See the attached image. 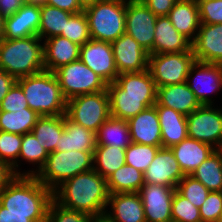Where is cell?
<instances>
[{
    "label": "cell",
    "mask_w": 222,
    "mask_h": 222,
    "mask_svg": "<svg viewBox=\"0 0 222 222\" xmlns=\"http://www.w3.org/2000/svg\"><path fill=\"white\" fill-rule=\"evenodd\" d=\"M108 199L106 178L94 169L65 180L53 190L57 204L92 217L104 215Z\"/></svg>",
    "instance_id": "1"
},
{
    "label": "cell",
    "mask_w": 222,
    "mask_h": 222,
    "mask_svg": "<svg viewBox=\"0 0 222 222\" xmlns=\"http://www.w3.org/2000/svg\"><path fill=\"white\" fill-rule=\"evenodd\" d=\"M53 191L34 176H15L0 193V204L17 215H47Z\"/></svg>",
    "instance_id": "2"
},
{
    "label": "cell",
    "mask_w": 222,
    "mask_h": 222,
    "mask_svg": "<svg viewBox=\"0 0 222 222\" xmlns=\"http://www.w3.org/2000/svg\"><path fill=\"white\" fill-rule=\"evenodd\" d=\"M39 36L0 39V70L16 79L45 70L44 44Z\"/></svg>",
    "instance_id": "3"
},
{
    "label": "cell",
    "mask_w": 222,
    "mask_h": 222,
    "mask_svg": "<svg viewBox=\"0 0 222 222\" xmlns=\"http://www.w3.org/2000/svg\"><path fill=\"white\" fill-rule=\"evenodd\" d=\"M23 90L28 107L40 116L66 114L67 99L54 72L42 71L24 76L16 82Z\"/></svg>",
    "instance_id": "4"
},
{
    "label": "cell",
    "mask_w": 222,
    "mask_h": 222,
    "mask_svg": "<svg viewBox=\"0 0 222 222\" xmlns=\"http://www.w3.org/2000/svg\"><path fill=\"white\" fill-rule=\"evenodd\" d=\"M93 154L87 151H54L34 177L50 190L80 173L93 170Z\"/></svg>",
    "instance_id": "5"
},
{
    "label": "cell",
    "mask_w": 222,
    "mask_h": 222,
    "mask_svg": "<svg viewBox=\"0 0 222 222\" xmlns=\"http://www.w3.org/2000/svg\"><path fill=\"white\" fill-rule=\"evenodd\" d=\"M83 11L92 39L112 43L125 33L126 1L101 0Z\"/></svg>",
    "instance_id": "6"
},
{
    "label": "cell",
    "mask_w": 222,
    "mask_h": 222,
    "mask_svg": "<svg viewBox=\"0 0 222 222\" xmlns=\"http://www.w3.org/2000/svg\"><path fill=\"white\" fill-rule=\"evenodd\" d=\"M66 116L74 123L96 133L111 117L108 91L84 94L68 100Z\"/></svg>",
    "instance_id": "7"
},
{
    "label": "cell",
    "mask_w": 222,
    "mask_h": 222,
    "mask_svg": "<svg viewBox=\"0 0 222 222\" xmlns=\"http://www.w3.org/2000/svg\"><path fill=\"white\" fill-rule=\"evenodd\" d=\"M54 73L67 101L80 95L107 90L108 84L80 59L60 67Z\"/></svg>",
    "instance_id": "8"
},
{
    "label": "cell",
    "mask_w": 222,
    "mask_h": 222,
    "mask_svg": "<svg viewBox=\"0 0 222 222\" xmlns=\"http://www.w3.org/2000/svg\"><path fill=\"white\" fill-rule=\"evenodd\" d=\"M195 61L193 51L153 54L149 55L148 69L158 88L186 82Z\"/></svg>",
    "instance_id": "9"
},
{
    "label": "cell",
    "mask_w": 222,
    "mask_h": 222,
    "mask_svg": "<svg viewBox=\"0 0 222 222\" xmlns=\"http://www.w3.org/2000/svg\"><path fill=\"white\" fill-rule=\"evenodd\" d=\"M186 119L189 138L222 149V108L204 104L188 114Z\"/></svg>",
    "instance_id": "10"
},
{
    "label": "cell",
    "mask_w": 222,
    "mask_h": 222,
    "mask_svg": "<svg viewBox=\"0 0 222 222\" xmlns=\"http://www.w3.org/2000/svg\"><path fill=\"white\" fill-rule=\"evenodd\" d=\"M156 16L139 0L126 2L125 32L134 38L149 55H153Z\"/></svg>",
    "instance_id": "11"
},
{
    "label": "cell",
    "mask_w": 222,
    "mask_h": 222,
    "mask_svg": "<svg viewBox=\"0 0 222 222\" xmlns=\"http://www.w3.org/2000/svg\"><path fill=\"white\" fill-rule=\"evenodd\" d=\"M80 60L107 84L115 82L119 75L110 42L91 38L80 46Z\"/></svg>",
    "instance_id": "12"
},
{
    "label": "cell",
    "mask_w": 222,
    "mask_h": 222,
    "mask_svg": "<svg viewBox=\"0 0 222 222\" xmlns=\"http://www.w3.org/2000/svg\"><path fill=\"white\" fill-rule=\"evenodd\" d=\"M176 188L144 183L139 194L143 203L146 222H172V200Z\"/></svg>",
    "instance_id": "13"
},
{
    "label": "cell",
    "mask_w": 222,
    "mask_h": 222,
    "mask_svg": "<svg viewBox=\"0 0 222 222\" xmlns=\"http://www.w3.org/2000/svg\"><path fill=\"white\" fill-rule=\"evenodd\" d=\"M186 82L202 105L213 104L208 94L222 89V65L195 61Z\"/></svg>",
    "instance_id": "14"
},
{
    "label": "cell",
    "mask_w": 222,
    "mask_h": 222,
    "mask_svg": "<svg viewBox=\"0 0 222 222\" xmlns=\"http://www.w3.org/2000/svg\"><path fill=\"white\" fill-rule=\"evenodd\" d=\"M111 46L119 74L148 69L149 53L128 33L122 34Z\"/></svg>",
    "instance_id": "15"
},
{
    "label": "cell",
    "mask_w": 222,
    "mask_h": 222,
    "mask_svg": "<svg viewBox=\"0 0 222 222\" xmlns=\"http://www.w3.org/2000/svg\"><path fill=\"white\" fill-rule=\"evenodd\" d=\"M144 183L177 188L185 176L171 148H159L149 167L143 173Z\"/></svg>",
    "instance_id": "16"
},
{
    "label": "cell",
    "mask_w": 222,
    "mask_h": 222,
    "mask_svg": "<svg viewBox=\"0 0 222 222\" xmlns=\"http://www.w3.org/2000/svg\"><path fill=\"white\" fill-rule=\"evenodd\" d=\"M195 60L222 65V24H200L192 42Z\"/></svg>",
    "instance_id": "17"
},
{
    "label": "cell",
    "mask_w": 222,
    "mask_h": 222,
    "mask_svg": "<svg viewBox=\"0 0 222 222\" xmlns=\"http://www.w3.org/2000/svg\"><path fill=\"white\" fill-rule=\"evenodd\" d=\"M40 26V5L25 3L12 16L5 18L4 39H19L38 36Z\"/></svg>",
    "instance_id": "18"
},
{
    "label": "cell",
    "mask_w": 222,
    "mask_h": 222,
    "mask_svg": "<svg viewBox=\"0 0 222 222\" xmlns=\"http://www.w3.org/2000/svg\"><path fill=\"white\" fill-rule=\"evenodd\" d=\"M104 215L113 222H146L143 203L138 192L109 194ZM112 211V212H111Z\"/></svg>",
    "instance_id": "19"
},
{
    "label": "cell",
    "mask_w": 222,
    "mask_h": 222,
    "mask_svg": "<svg viewBox=\"0 0 222 222\" xmlns=\"http://www.w3.org/2000/svg\"><path fill=\"white\" fill-rule=\"evenodd\" d=\"M132 143L162 146L161 128L155 105L128 120Z\"/></svg>",
    "instance_id": "20"
},
{
    "label": "cell",
    "mask_w": 222,
    "mask_h": 222,
    "mask_svg": "<svg viewBox=\"0 0 222 222\" xmlns=\"http://www.w3.org/2000/svg\"><path fill=\"white\" fill-rule=\"evenodd\" d=\"M192 51V42L180 34L167 16H158L155 23L153 54Z\"/></svg>",
    "instance_id": "21"
},
{
    "label": "cell",
    "mask_w": 222,
    "mask_h": 222,
    "mask_svg": "<svg viewBox=\"0 0 222 222\" xmlns=\"http://www.w3.org/2000/svg\"><path fill=\"white\" fill-rule=\"evenodd\" d=\"M44 67L55 72L60 67L80 59V45L62 36L43 40Z\"/></svg>",
    "instance_id": "22"
},
{
    "label": "cell",
    "mask_w": 222,
    "mask_h": 222,
    "mask_svg": "<svg viewBox=\"0 0 222 222\" xmlns=\"http://www.w3.org/2000/svg\"><path fill=\"white\" fill-rule=\"evenodd\" d=\"M155 105L172 108L187 116L198 109L202 104L189 88L187 82L162 86L157 88V101Z\"/></svg>",
    "instance_id": "23"
},
{
    "label": "cell",
    "mask_w": 222,
    "mask_h": 222,
    "mask_svg": "<svg viewBox=\"0 0 222 222\" xmlns=\"http://www.w3.org/2000/svg\"><path fill=\"white\" fill-rule=\"evenodd\" d=\"M184 175L192 172L216 149L210 144L187 137L171 147Z\"/></svg>",
    "instance_id": "24"
},
{
    "label": "cell",
    "mask_w": 222,
    "mask_h": 222,
    "mask_svg": "<svg viewBox=\"0 0 222 222\" xmlns=\"http://www.w3.org/2000/svg\"><path fill=\"white\" fill-rule=\"evenodd\" d=\"M155 107L159 117L163 148H171L188 137L185 115L162 105Z\"/></svg>",
    "instance_id": "25"
},
{
    "label": "cell",
    "mask_w": 222,
    "mask_h": 222,
    "mask_svg": "<svg viewBox=\"0 0 222 222\" xmlns=\"http://www.w3.org/2000/svg\"><path fill=\"white\" fill-rule=\"evenodd\" d=\"M167 17L180 34L195 40L201 24L196 0H178Z\"/></svg>",
    "instance_id": "26"
},
{
    "label": "cell",
    "mask_w": 222,
    "mask_h": 222,
    "mask_svg": "<svg viewBox=\"0 0 222 222\" xmlns=\"http://www.w3.org/2000/svg\"><path fill=\"white\" fill-rule=\"evenodd\" d=\"M110 99V114L114 118L128 121L145 108L156 104L157 98L121 97V88L112 82L107 85Z\"/></svg>",
    "instance_id": "27"
},
{
    "label": "cell",
    "mask_w": 222,
    "mask_h": 222,
    "mask_svg": "<svg viewBox=\"0 0 222 222\" xmlns=\"http://www.w3.org/2000/svg\"><path fill=\"white\" fill-rule=\"evenodd\" d=\"M96 147V133L74 123L64 114V131L60 136L59 145H56V150L94 152Z\"/></svg>",
    "instance_id": "28"
},
{
    "label": "cell",
    "mask_w": 222,
    "mask_h": 222,
    "mask_svg": "<svg viewBox=\"0 0 222 222\" xmlns=\"http://www.w3.org/2000/svg\"><path fill=\"white\" fill-rule=\"evenodd\" d=\"M115 83L121 88V97L157 98V87L149 69L119 74Z\"/></svg>",
    "instance_id": "29"
},
{
    "label": "cell",
    "mask_w": 222,
    "mask_h": 222,
    "mask_svg": "<svg viewBox=\"0 0 222 222\" xmlns=\"http://www.w3.org/2000/svg\"><path fill=\"white\" fill-rule=\"evenodd\" d=\"M97 145L126 149L131 143L128 121L110 117L96 132Z\"/></svg>",
    "instance_id": "30"
},
{
    "label": "cell",
    "mask_w": 222,
    "mask_h": 222,
    "mask_svg": "<svg viewBox=\"0 0 222 222\" xmlns=\"http://www.w3.org/2000/svg\"><path fill=\"white\" fill-rule=\"evenodd\" d=\"M64 131V115L40 116L32 129V133L48 153L56 151L60 136Z\"/></svg>",
    "instance_id": "31"
},
{
    "label": "cell",
    "mask_w": 222,
    "mask_h": 222,
    "mask_svg": "<svg viewBox=\"0 0 222 222\" xmlns=\"http://www.w3.org/2000/svg\"><path fill=\"white\" fill-rule=\"evenodd\" d=\"M109 194L139 192L144 185L143 173L131 165L124 164L107 178Z\"/></svg>",
    "instance_id": "32"
},
{
    "label": "cell",
    "mask_w": 222,
    "mask_h": 222,
    "mask_svg": "<svg viewBox=\"0 0 222 222\" xmlns=\"http://www.w3.org/2000/svg\"><path fill=\"white\" fill-rule=\"evenodd\" d=\"M209 191H222V150L216 149L191 174Z\"/></svg>",
    "instance_id": "33"
},
{
    "label": "cell",
    "mask_w": 222,
    "mask_h": 222,
    "mask_svg": "<svg viewBox=\"0 0 222 222\" xmlns=\"http://www.w3.org/2000/svg\"><path fill=\"white\" fill-rule=\"evenodd\" d=\"M72 13L47 4L40 5V26L38 36L48 39L60 36L65 31L66 20Z\"/></svg>",
    "instance_id": "34"
},
{
    "label": "cell",
    "mask_w": 222,
    "mask_h": 222,
    "mask_svg": "<svg viewBox=\"0 0 222 222\" xmlns=\"http://www.w3.org/2000/svg\"><path fill=\"white\" fill-rule=\"evenodd\" d=\"M125 151L126 149L119 147L97 145L93 154V169L107 178L125 164Z\"/></svg>",
    "instance_id": "35"
},
{
    "label": "cell",
    "mask_w": 222,
    "mask_h": 222,
    "mask_svg": "<svg viewBox=\"0 0 222 222\" xmlns=\"http://www.w3.org/2000/svg\"><path fill=\"white\" fill-rule=\"evenodd\" d=\"M39 117L40 115L29 107L17 112L0 111V131L27 134L32 131Z\"/></svg>",
    "instance_id": "36"
},
{
    "label": "cell",
    "mask_w": 222,
    "mask_h": 222,
    "mask_svg": "<svg viewBox=\"0 0 222 222\" xmlns=\"http://www.w3.org/2000/svg\"><path fill=\"white\" fill-rule=\"evenodd\" d=\"M49 153L43 146L40 145L38 139L32 132L22 135L21 149L19 159L25 160L29 164H33V168L28 171H23V176H34L44 165ZM35 170V171H34Z\"/></svg>",
    "instance_id": "37"
},
{
    "label": "cell",
    "mask_w": 222,
    "mask_h": 222,
    "mask_svg": "<svg viewBox=\"0 0 222 222\" xmlns=\"http://www.w3.org/2000/svg\"><path fill=\"white\" fill-rule=\"evenodd\" d=\"M21 143L22 135L0 131V161L8 164L15 176H23V172L19 171Z\"/></svg>",
    "instance_id": "38"
},
{
    "label": "cell",
    "mask_w": 222,
    "mask_h": 222,
    "mask_svg": "<svg viewBox=\"0 0 222 222\" xmlns=\"http://www.w3.org/2000/svg\"><path fill=\"white\" fill-rule=\"evenodd\" d=\"M161 147L131 143L125 151V163L144 173Z\"/></svg>",
    "instance_id": "39"
},
{
    "label": "cell",
    "mask_w": 222,
    "mask_h": 222,
    "mask_svg": "<svg viewBox=\"0 0 222 222\" xmlns=\"http://www.w3.org/2000/svg\"><path fill=\"white\" fill-rule=\"evenodd\" d=\"M80 46L88 42L91 37L89 33L88 20L84 11L72 14L66 20L65 31L60 35Z\"/></svg>",
    "instance_id": "40"
},
{
    "label": "cell",
    "mask_w": 222,
    "mask_h": 222,
    "mask_svg": "<svg viewBox=\"0 0 222 222\" xmlns=\"http://www.w3.org/2000/svg\"><path fill=\"white\" fill-rule=\"evenodd\" d=\"M176 190L198 209L206 200L210 191L191 175H185Z\"/></svg>",
    "instance_id": "41"
},
{
    "label": "cell",
    "mask_w": 222,
    "mask_h": 222,
    "mask_svg": "<svg viewBox=\"0 0 222 222\" xmlns=\"http://www.w3.org/2000/svg\"><path fill=\"white\" fill-rule=\"evenodd\" d=\"M171 212L172 222H201L199 209L177 190L173 195Z\"/></svg>",
    "instance_id": "42"
},
{
    "label": "cell",
    "mask_w": 222,
    "mask_h": 222,
    "mask_svg": "<svg viewBox=\"0 0 222 222\" xmlns=\"http://www.w3.org/2000/svg\"><path fill=\"white\" fill-rule=\"evenodd\" d=\"M92 216L70 210L57 204L54 200L49 205L47 222H91Z\"/></svg>",
    "instance_id": "43"
},
{
    "label": "cell",
    "mask_w": 222,
    "mask_h": 222,
    "mask_svg": "<svg viewBox=\"0 0 222 222\" xmlns=\"http://www.w3.org/2000/svg\"><path fill=\"white\" fill-rule=\"evenodd\" d=\"M199 211L201 221L217 222L222 212V191H210Z\"/></svg>",
    "instance_id": "44"
},
{
    "label": "cell",
    "mask_w": 222,
    "mask_h": 222,
    "mask_svg": "<svg viewBox=\"0 0 222 222\" xmlns=\"http://www.w3.org/2000/svg\"><path fill=\"white\" fill-rule=\"evenodd\" d=\"M200 22L203 24H222V0H196Z\"/></svg>",
    "instance_id": "45"
},
{
    "label": "cell",
    "mask_w": 222,
    "mask_h": 222,
    "mask_svg": "<svg viewBox=\"0 0 222 222\" xmlns=\"http://www.w3.org/2000/svg\"><path fill=\"white\" fill-rule=\"evenodd\" d=\"M28 108L22 88L15 83L0 103V111L17 112Z\"/></svg>",
    "instance_id": "46"
},
{
    "label": "cell",
    "mask_w": 222,
    "mask_h": 222,
    "mask_svg": "<svg viewBox=\"0 0 222 222\" xmlns=\"http://www.w3.org/2000/svg\"><path fill=\"white\" fill-rule=\"evenodd\" d=\"M0 222H47V215H17L7 212L0 204Z\"/></svg>",
    "instance_id": "47"
},
{
    "label": "cell",
    "mask_w": 222,
    "mask_h": 222,
    "mask_svg": "<svg viewBox=\"0 0 222 222\" xmlns=\"http://www.w3.org/2000/svg\"><path fill=\"white\" fill-rule=\"evenodd\" d=\"M156 16H167L178 0H139Z\"/></svg>",
    "instance_id": "48"
},
{
    "label": "cell",
    "mask_w": 222,
    "mask_h": 222,
    "mask_svg": "<svg viewBox=\"0 0 222 222\" xmlns=\"http://www.w3.org/2000/svg\"><path fill=\"white\" fill-rule=\"evenodd\" d=\"M46 4L68 11L72 14L79 13L84 10L78 0H46Z\"/></svg>",
    "instance_id": "49"
},
{
    "label": "cell",
    "mask_w": 222,
    "mask_h": 222,
    "mask_svg": "<svg viewBox=\"0 0 222 222\" xmlns=\"http://www.w3.org/2000/svg\"><path fill=\"white\" fill-rule=\"evenodd\" d=\"M23 0H0V13L6 18L16 13L23 5Z\"/></svg>",
    "instance_id": "50"
},
{
    "label": "cell",
    "mask_w": 222,
    "mask_h": 222,
    "mask_svg": "<svg viewBox=\"0 0 222 222\" xmlns=\"http://www.w3.org/2000/svg\"><path fill=\"white\" fill-rule=\"evenodd\" d=\"M16 82L15 77L4 70H0V103Z\"/></svg>",
    "instance_id": "51"
},
{
    "label": "cell",
    "mask_w": 222,
    "mask_h": 222,
    "mask_svg": "<svg viewBox=\"0 0 222 222\" xmlns=\"http://www.w3.org/2000/svg\"><path fill=\"white\" fill-rule=\"evenodd\" d=\"M14 177L15 175L12 168L8 164L0 161V193Z\"/></svg>",
    "instance_id": "52"
},
{
    "label": "cell",
    "mask_w": 222,
    "mask_h": 222,
    "mask_svg": "<svg viewBox=\"0 0 222 222\" xmlns=\"http://www.w3.org/2000/svg\"><path fill=\"white\" fill-rule=\"evenodd\" d=\"M91 222H113L109 220L105 215L93 217Z\"/></svg>",
    "instance_id": "53"
},
{
    "label": "cell",
    "mask_w": 222,
    "mask_h": 222,
    "mask_svg": "<svg viewBox=\"0 0 222 222\" xmlns=\"http://www.w3.org/2000/svg\"><path fill=\"white\" fill-rule=\"evenodd\" d=\"M101 1V0H78L80 5L85 8L91 4H95L96 2Z\"/></svg>",
    "instance_id": "54"
},
{
    "label": "cell",
    "mask_w": 222,
    "mask_h": 222,
    "mask_svg": "<svg viewBox=\"0 0 222 222\" xmlns=\"http://www.w3.org/2000/svg\"><path fill=\"white\" fill-rule=\"evenodd\" d=\"M4 25H5V17L0 13V39L2 38L4 32Z\"/></svg>",
    "instance_id": "55"
},
{
    "label": "cell",
    "mask_w": 222,
    "mask_h": 222,
    "mask_svg": "<svg viewBox=\"0 0 222 222\" xmlns=\"http://www.w3.org/2000/svg\"><path fill=\"white\" fill-rule=\"evenodd\" d=\"M24 3H32L37 5H43L46 4V0H23Z\"/></svg>",
    "instance_id": "56"
},
{
    "label": "cell",
    "mask_w": 222,
    "mask_h": 222,
    "mask_svg": "<svg viewBox=\"0 0 222 222\" xmlns=\"http://www.w3.org/2000/svg\"><path fill=\"white\" fill-rule=\"evenodd\" d=\"M217 222H222V212H221V214H220L219 219H218Z\"/></svg>",
    "instance_id": "57"
}]
</instances>
